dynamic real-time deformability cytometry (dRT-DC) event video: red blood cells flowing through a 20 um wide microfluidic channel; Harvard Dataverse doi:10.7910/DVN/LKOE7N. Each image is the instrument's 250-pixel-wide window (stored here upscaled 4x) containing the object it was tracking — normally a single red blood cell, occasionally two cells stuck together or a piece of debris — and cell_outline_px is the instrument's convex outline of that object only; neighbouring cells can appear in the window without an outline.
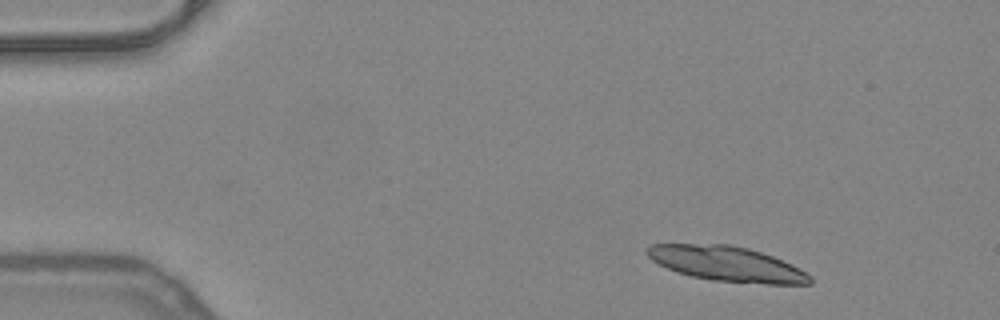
{"species": "common noctule bat (a hibernating species)", "species_latin": "Nyctalus noctula", "temperature_condition": "warm", "stored_images_in_passage": 14, "camera_frame_rate_fps": 3000, "um_per_image_px": 0.085, "animal": {"sex": "female", "body_mass_g": 24.6, "forearm_length_mm": 56.2}, "frame": {"image": 1, "passage_image": 1, "time_ms": 0.0, "image_size_px": [1000, 320], "cell_outline_px": [[812, 284], [764, 284], [712, 280], [692, 276], [676, 272], [652, 260], [644, 252], [644, 248], [652, 244], [728, 244], [748, 248], [772, 256], [800, 268], [812, 276]], "centroid_in_image_um": [61.78, 22.42], "position_along_channel_um": 23.2, "area_um2": 33.18}}